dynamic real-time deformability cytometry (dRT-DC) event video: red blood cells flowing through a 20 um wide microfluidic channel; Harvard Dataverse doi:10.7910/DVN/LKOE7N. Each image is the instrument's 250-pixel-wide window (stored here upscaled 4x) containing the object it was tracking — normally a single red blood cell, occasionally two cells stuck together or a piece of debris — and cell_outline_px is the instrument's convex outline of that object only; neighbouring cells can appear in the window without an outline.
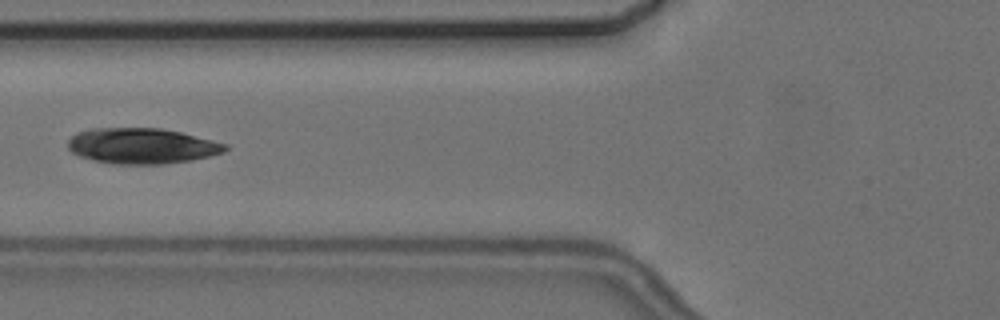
{"species": "common noctule bat (a hibernating species)", "species_latin": "Nyctalus noctula", "temperature_condition": "cold", "stored_images_in_passage": 7, "camera_frame_rate_fps": 3000, "um_per_image_px": 0.085, "animal": {"sex": "female", "body_mass_g": 24.6, "forearm_length_mm": 56.2}, "frame": {"image": 1, "passage_image": 7, "time_ms": 8.0, "image_size_px": [1000, 320], "cell_outline_px": [[228, 148], [224, 152], [192, 160], [164, 164], [112, 164], [92, 160], [80, 156], [72, 152], [68, 148], [68, 140], [72, 136], [80, 132], [92, 128], [160, 128], [180, 132], [228, 144]], "centroid_in_image_um": [12.06, 12.41], "position_along_channel_um": 113.7, "area_um2": 32.6}}